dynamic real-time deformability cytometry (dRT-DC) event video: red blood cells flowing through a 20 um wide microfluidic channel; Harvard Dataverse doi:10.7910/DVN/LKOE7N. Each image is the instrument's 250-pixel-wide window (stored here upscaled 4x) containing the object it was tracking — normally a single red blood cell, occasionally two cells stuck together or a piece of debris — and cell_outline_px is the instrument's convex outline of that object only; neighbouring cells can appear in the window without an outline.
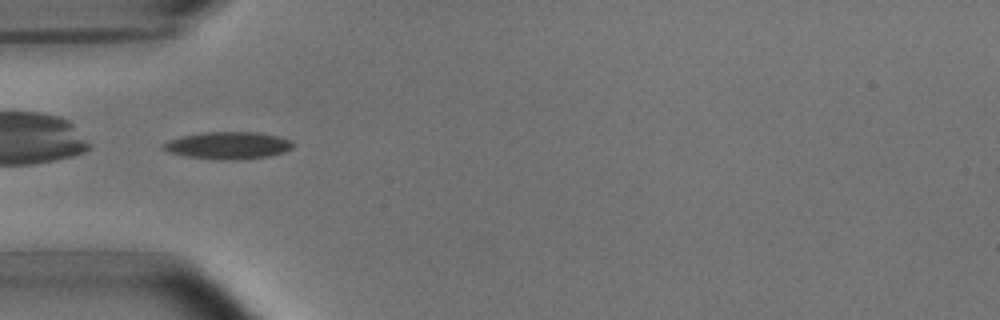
{"species": "common noctule bat (a hibernating species)", "species_latin": "Nyctalus noctula", "temperature_condition": "room temperature", "stored_images_in_passage": 37, "camera_frame_rate_fps": 3000, "um_per_image_px": 0.085, "animal": {"sex": "male", "body_mass_g": 15.6}, "frame": {"image": 1, "passage_image": 1, "time_ms": 0.0, "image_size_px": [1000, 320], "cell_outline_px": [[296, 144], [292, 148], [284, 152], [268, 156], [240, 160], [216, 160], [184, 156], [168, 152], [160, 148], [160, 144], [168, 140], [184, 136], [204, 132], [256, 132], [280, 136], [292, 140]], "centroid_in_image_um": [19.38, 12.37], "position_along_channel_um": 65.6, "area_um2": 20.98}}
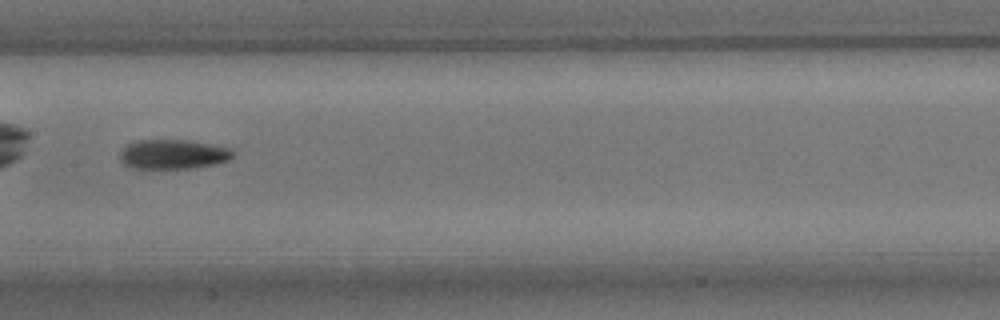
{"frame": {"image": 2, "passage_image": 11, "time_ms": 3.333, "image_size_px": [1000, 320], "cell_outline_px": [[236, 156], [228, 160], [216, 164], [196, 168], [132, 168], [124, 164], [120, 160], [120, 152], [128, 144], [136, 140], [188, 140], [232, 148], [236, 152]], "centroid_in_image_um": [14.77, 13.11], "position_along_channel_um": 192.6, "area_um2": 19.65}}
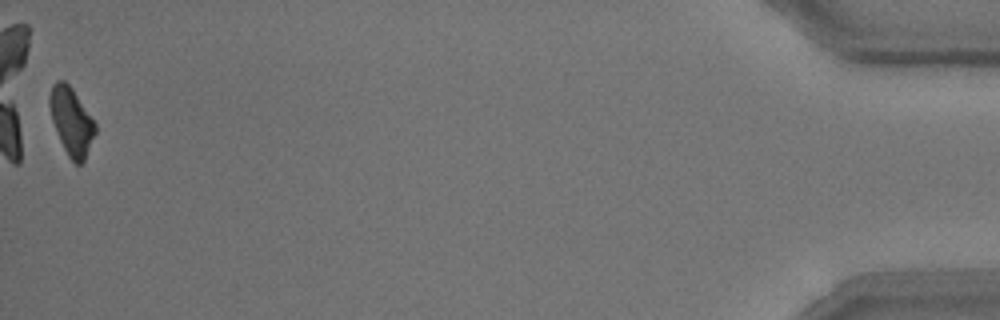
{"frame": {"image": 3, "passage_image": 37, "time_ms": 12.0, "image_size_px": [1000, 320], "cell_outline_px": [[96, 132], [84, 160], [80, 164], [76, 164], [68, 156], [60, 140], [52, 120], [48, 100], [52, 84], [56, 80], [64, 80], [72, 88], [96, 124]], "centroid_in_image_um": [6.06, 10.29], "position_along_channel_um": 429.1, "area_um2": 17.69}, "authors_computed_cell_mechanics": {"area_um2": 18.9584, "velocity_mm_per_s": 3.8013, "shape_relaxation_time_tau1_ms": 4.5638, "shape_relaxation_time_tau2_ms": null, "deformation_change_tau1": 0.1479, "deformation_change_tau2": null}}